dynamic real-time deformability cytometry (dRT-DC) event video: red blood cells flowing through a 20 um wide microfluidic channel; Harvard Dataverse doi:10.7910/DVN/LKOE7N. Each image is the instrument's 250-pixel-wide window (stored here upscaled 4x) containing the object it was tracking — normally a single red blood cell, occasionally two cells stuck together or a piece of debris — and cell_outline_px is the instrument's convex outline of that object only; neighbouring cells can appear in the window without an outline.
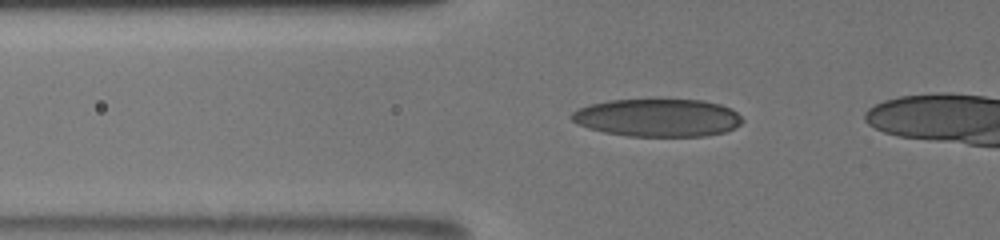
{"species": "human", "species_latin": "Homo sapiens", "temperature_condition": "room temperature", "stored_images_in_passage": 14, "camera_frame_rate_fps": 3000, "um_per_image_px": 0.085, "donor": {"sex": "male"}, "frame": {"image": 1, "passage_image": 3, "time_ms": 0.333, "image_size_px": [1000, 240], "cell_outline_px": [[744, 120], [740, 124], [724, 132], [704, 136], [628, 136], [604, 132], [588, 128], [576, 124], [568, 116], [572, 112], [580, 108], [592, 104], [608, 100], [704, 100], [720, 104], [736, 112]], "centroid_in_image_um": [55.87, 10.01], "position_along_channel_um": 69.9, "area_um2": 37.51}}
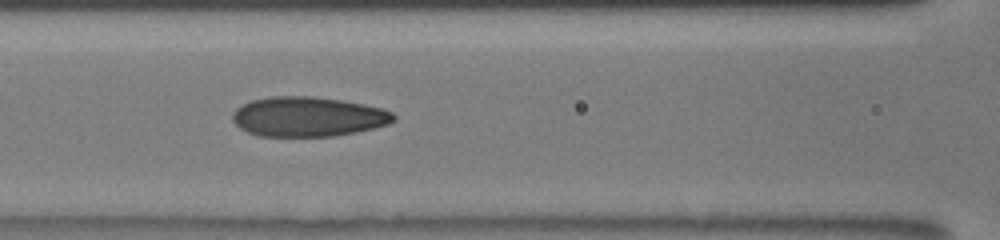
{"frame": {"image": 2, "passage_image": 9, "time_ms": 2.333, "image_size_px": [1000, 240], "cell_outline_px": [[396, 120], [388, 124], [356, 132], [336, 136], [260, 136], [248, 132], [240, 128], [232, 120], [232, 112], [240, 104], [252, 100], [268, 96], [312, 96], [340, 100], [364, 104], [384, 108], [392, 112], [396, 116]], "centroid_in_image_um": [26.17, 9.91], "position_along_channel_um": 140.4, "area_um2": 37.57}}
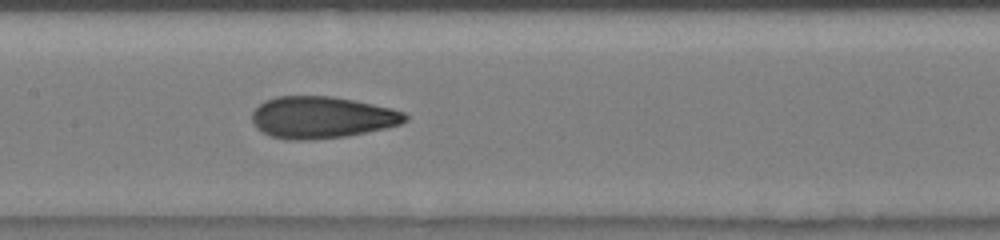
{"frame": {"image": 3, "passage_image": 12, "time_ms": 3.333, "image_size_px": [1000, 240], "cell_outline_px": [[408, 120], [400, 124], [384, 128], [348, 136], [308, 140], [292, 140], [272, 136], [256, 128], [252, 124], [252, 112], [264, 100], [276, 96], [332, 96], [392, 108], [404, 112], [408, 116]], "centroid_in_image_um": [27.34, 9.97], "position_along_channel_um": 180.1, "area_um2": 37.28}}